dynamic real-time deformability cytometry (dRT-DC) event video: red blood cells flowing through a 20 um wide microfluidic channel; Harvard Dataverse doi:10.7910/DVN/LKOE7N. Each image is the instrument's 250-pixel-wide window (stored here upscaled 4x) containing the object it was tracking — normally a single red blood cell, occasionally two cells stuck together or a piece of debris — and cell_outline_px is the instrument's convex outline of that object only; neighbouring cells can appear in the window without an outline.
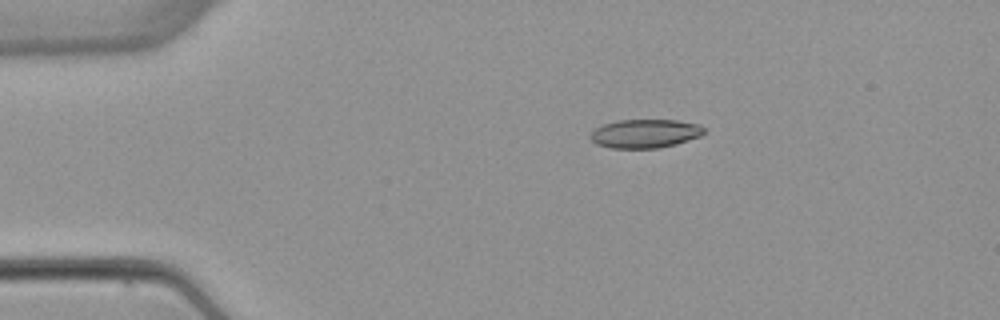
{"species": "common noctule bat (a hibernating species)", "species_latin": "Nyctalus noctula", "temperature_condition": "warm", "stored_images_in_passage": 3, "camera_frame_rate_fps": 3000, "um_per_image_px": 0.085, "animal": {"sex": "female", "body_mass_g": 22.7, "forearm_length_mm": 54.2}, "frame": {"image": 1, "passage_image": 2, "time_ms": 2.0, "image_size_px": [1000, 320], "cell_outline_px": [[704, 132], [700, 136], [676, 144], [660, 148], [612, 148], [596, 144], [588, 136], [596, 128], [604, 124], [616, 120], [676, 120], [700, 124], [704, 128]], "centroid_in_image_um": [54.82, 11.35], "position_along_channel_um": 30.2, "area_um2": 19.02}}